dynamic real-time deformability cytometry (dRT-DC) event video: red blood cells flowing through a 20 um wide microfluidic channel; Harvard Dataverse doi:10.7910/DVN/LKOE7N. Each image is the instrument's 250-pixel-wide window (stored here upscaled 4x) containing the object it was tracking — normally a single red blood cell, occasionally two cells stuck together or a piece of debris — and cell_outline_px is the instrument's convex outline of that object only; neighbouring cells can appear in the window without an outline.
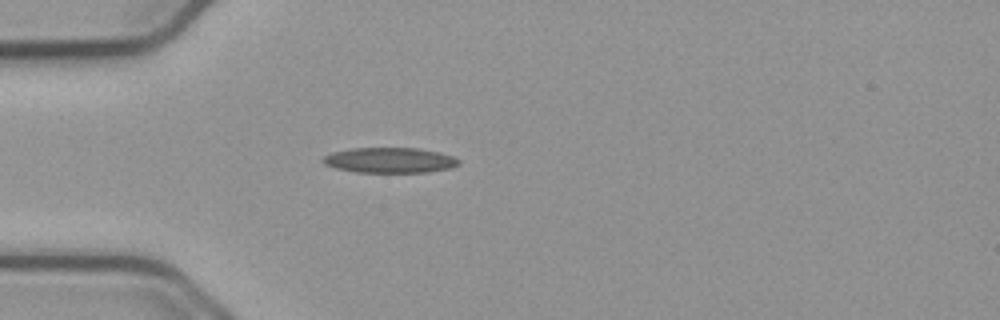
{"species": "common noctule bat (a hibernating species)", "species_latin": "Nyctalus noctula", "temperature_condition": "cold", "stored_images_in_passage": 37, "camera_frame_rate_fps": 3000, "um_per_image_px": 0.085, "animal": {"sex": "male", "body_mass_g": 23.1, "forearm_length_mm": 52.7}, "frame": {"image": 1, "passage_image": 1, "time_ms": 0.0, "image_size_px": [1000, 320], "cell_outline_px": [[460, 164], [452, 168], [428, 172], [356, 172], [336, 168], [324, 164], [320, 160], [324, 156], [332, 152], [352, 148], [416, 148], [440, 152], [452, 156], [460, 160]], "centroid_in_image_um": [33.14, 13.62], "position_along_channel_um": 51.9, "area_um2": 20.11}}
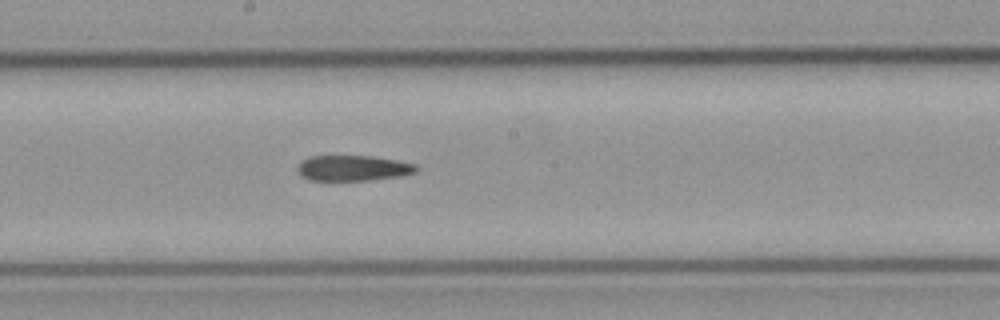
{"frame": {"image": 2, "passage_image": 15, "time_ms": 4.667, "image_size_px": [1000, 320], "cell_outline_px": [[420, 168], [416, 172], [400, 176], [368, 180], [308, 180], [300, 176], [296, 168], [308, 156], [372, 156], [396, 160], [416, 164]], "centroid_in_image_um": [30.01, 14.29], "position_along_channel_um": 218.2, "area_um2": 17.69}}
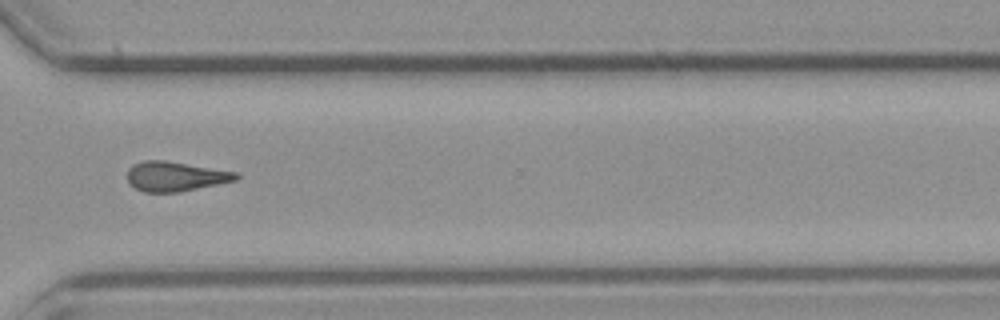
{"frame": {"image": 3, "passage_image": 26, "time_ms": 8.333, "image_size_px": [1000, 320], "cell_outline_px": [[240, 176], [236, 180], [180, 192], [144, 192], [128, 184], [128, 168], [132, 164], [144, 160], [164, 160], [236, 172]], "centroid_in_image_um": [14.86, 14.99], "position_along_channel_um": 355.7, "area_um2": 18.73}}